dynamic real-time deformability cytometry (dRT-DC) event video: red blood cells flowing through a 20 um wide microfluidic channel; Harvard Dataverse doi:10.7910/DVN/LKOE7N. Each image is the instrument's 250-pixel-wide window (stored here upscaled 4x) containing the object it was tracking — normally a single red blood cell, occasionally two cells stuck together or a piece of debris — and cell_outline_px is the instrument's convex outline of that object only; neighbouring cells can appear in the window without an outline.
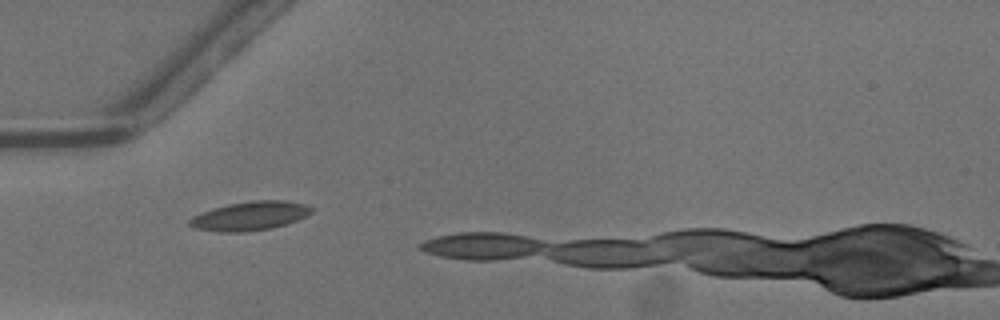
{"species": "common noctule bat (a hibernating species)", "species_latin": "Nyctalus noctula", "temperature_condition": "warm", "stored_images_in_passage": 33, "camera_frame_rate_fps": 3000, "um_per_image_px": 0.085, "animal": {"sex": "male", "body_mass_g": 13.3}, "frame": {"image": 1, "passage_image": 1, "time_ms": 0.0, "image_size_px": [1000, 320], "cell_outline_px": [[312, 212], [296, 220], [272, 228], [244, 232], [220, 232], [196, 228], [188, 224], [188, 220], [192, 216], [212, 208], [228, 204], [256, 200], [284, 200], [308, 204], [312, 208]], "centroid_in_image_um": [21.23, 18.35], "position_along_channel_um": 63.8, "area_um2": 20.46}}